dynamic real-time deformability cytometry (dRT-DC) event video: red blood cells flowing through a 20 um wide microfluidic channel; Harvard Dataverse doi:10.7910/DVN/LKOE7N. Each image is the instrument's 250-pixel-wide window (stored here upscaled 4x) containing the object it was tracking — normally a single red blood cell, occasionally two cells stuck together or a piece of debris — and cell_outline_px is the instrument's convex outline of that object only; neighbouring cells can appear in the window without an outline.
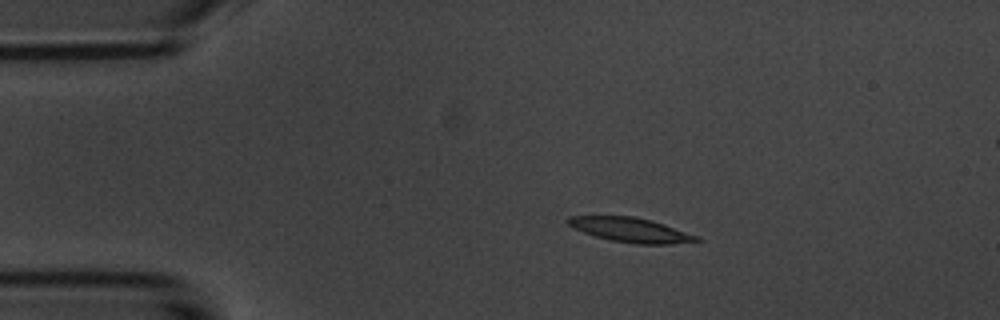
{"species": "common noctule bat (a hibernating species)", "species_latin": "Nyctalus noctula", "temperature_condition": "room temperature", "stored_images_in_passage": 3, "camera_frame_rate_fps": 3000, "um_per_image_px": 0.085, "animal": {"sex": "male", "body_mass_g": 20.1, "forearm_length_mm": 53.5}, "frame": {"image": 1, "passage_image": 1, "time_ms": 0.0, "image_size_px": [1000, 320], "cell_outline_px": [[704, 240], [668, 244], [636, 244], [608, 240], [572, 228], [564, 220], [568, 216], [632, 216], [652, 220], [700, 236]], "centroid_in_image_um": [53.6, 19.54], "position_along_channel_um": 31.4, "area_um2": 18.5}}